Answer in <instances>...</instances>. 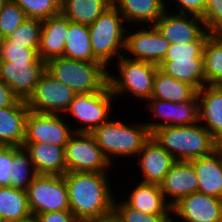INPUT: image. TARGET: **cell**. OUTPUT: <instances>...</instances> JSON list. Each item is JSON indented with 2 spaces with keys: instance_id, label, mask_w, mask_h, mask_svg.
<instances>
[{
  "instance_id": "cell-25",
  "label": "cell",
  "mask_w": 222,
  "mask_h": 222,
  "mask_svg": "<svg viewBox=\"0 0 222 222\" xmlns=\"http://www.w3.org/2000/svg\"><path fill=\"white\" fill-rule=\"evenodd\" d=\"M190 162L197 174V192L222 199V161L219 154L214 151Z\"/></svg>"
},
{
  "instance_id": "cell-33",
  "label": "cell",
  "mask_w": 222,
  "mask_h": 222,
  "mask_svg": "<svg viewBox=\"0 0 222 222\" xmlns=\"http://www.w3.org/2000/svg\"><path fill=\"white\" fill-rule=\"evenodd\" d=\"M27 18L46 20L61 13V0H13Z\"/></svg>"
},
{
  "instance_id": "cell-46",
  "label": "cell",
  "mask_w": 222,
  "mask_h": 222,
  "mask_svg": "<svg viewBox=\"0 0 222 222\" xmlns=\"http://www.w3.org/2000/svg\"><path fill=\"white\" fill-rule=\"evenodd\" d=\"M12 222H39L36 215L35 214H30L24 218H21L19 220L16 221H12Z\"/></svg>"
},
{
  "instance_id": "cell-29",
  "label": "cell",
  "mask_w": 222,
  "mask_h": 222,
  "mask_svg": "<svg viewBox=\"0 0 222 222\" xmlns=\"http://www.w3.org/2000/svg\"><path fill=\"white\" fill-rule=\"evenodd\" d=\"M31 214L27 192L10 186L0 187V217L12 222Z\"/></svg>"
},
{
  "instance_id": "cell-36",
  "label": "cell",
  "mask_w": 222,
  "mask_h": 222,
  "mask_svg": "<svg viewBox=\"0 0 222 222\" xmlns=\"http://www.w3.org/2000/svg\"><path fill=\"white\" fill-rule=\"evenodd\" d=\"M199 122L197 93L186 102L173 103L172 126L192 125Z\"/></svg>"
},
{
  "instance_id": "cell-28",
  "label": "cell",
  "mask_w": 222,
  "mask_h": 222,
  "mask_svg": "<svg viewBox=\"0 0 222 222\" xmlns=\"http://www.w3.org/2000/svg\"><path fill=\"white\" fill-rule=\"evenodd\" d=\"M63 57L83 62L99 61L93 54L88 25L69 20Z\"/></svg>"
},
{
  "instance_id": "cell-9",
  "label": "cell",
  "mask_w": 222,
  "mask_h": 222,
  "mask_svg": "<svg viewBox=\"0 0 222 222\" xmlns=\"http://www.w3.org/2000/svg\"><path fill=\"white\" fill-rule=\"evenodd\" d=\"M26 192L32 214L70 210L63 176L38 174Z\"/></svg>"
},
{
  "instance_id": "cell-31",
  "label": "cell",
  "mask_w": 222,
  "mask_h": 222,
  "mask_svg": "<svg viewBox=\"0 0 222 222\" xmlns=\"http://www.w3.org/2000/svg\"><path fill=\"white\" fill-rule=\"evenodd\" d=\"M37 175L29 153L24 147H13V164L9 176V186L26 191Z\"/></svg>"
},
{
  "instance_id": "cell-3",
  "label": "cell",
  "mask_w": 222,
  "mask_h": 222,
  "mask_svg": "<svg viewBox=\"0 0 222 222\" xmlns=\"http://www.w3.org/2000/svg\"><path fill=\"white\" fill-rule=\"evenodd\" d=\"M131 126L110 119L91 132L110 164L114 161L113 156L136 157L151 138V132L145 123Z\"/></svg>"
},
{
  "instance_id": "cell-37",
  "label": "cell",
  "mask_w": 222,
  "mask_h": 222,
  "mask_svg": "<svg viewBox=\"0 0 222 222\" xmlns=\"http://www.w3.org/2000/svg\"><path fill=\"white\" fill-rule=\"evenodd\" d=\"M113 209L123 222H174L171 215L146 214L130 207L124 200L119 203L114 199Z\"/></svg>"
},
{
  "instance_id": "cell-21",
  "label": "cell",
  "mask_w": 222,
  "mask_h": 222,
  "mask_svg": "<svg viewBox=\"0 0 222 222\" xmlns=\"http://www.w3.org/2000/svg\"><path fill=\"white\" fill-rule=\"evenodd\" d=\"M40 175L63 176L66 173L65 147L46 143H23Z\"/></svg>"
},
{
  "instance_id": "cell-4",
  "label": "cell",
  "mask_w": 222,
  "mask_h": 222,
  "mask_svg": "<svg viewBox=\"0 0 222 222\" xmlns=\"http://www.w3.org/2000/svg\"><path fill=\"white\" fill-rule=\"evenodd\" d=\"M107 69L100 61L83 62L63 56L46 62V71L76 94L102 91L109 81Z\"/></svg>"
},
{
  "instance_id": "cell-38",
  "label": "cell",
  "mask_w": 222,
  "mask_h": 222,
  "mask_svg": "<svg viewBox=\"0 0 222 222\" xmlns=\"http://www.w3.org/2000/svg\"><path fill=\"white\" fill-rule=\"evenodd\" d=\"M149 102L147 101V103H149L148 107L150 109V113L154 114L153 117H155V119L158 117L160 119V121L157 122H145V124L147 125V127L149 128L151 134L156 130L159 129L161 127L164 126H172V112H173V102H169V101H162V100H158V99H148ZM165 120V121H164ZM161 122V123H159Z\"/></svg>"
},
{
  "instance_id": "cell-48",
  "label": "cell",
  "mask_w": 222,
  "mask_h": 222,
  "mask_svg": "<svg viewBox=\"0 0 222 222\" xmlns=\"http://www.w3.org/2000/svg\"><path fill=\"white\" fill-rule=\"evenodd\" d=\"M7 1L8 0H0V11L2 10V8L4 7V5Z\"/></svg>"
},
{
  "instance_id": "cell-1",
  "label": "cell",
  "mask_w": 222,
  "mask_h": 222,
  "mask_svg": "<svg viewBox=\"0 0 222 222\" xmlns=\"http://www.w3.org/2000/svg\"><path fill=\"white\" fill-rule=\"evenodd\" d=\"M107 175L106 172H66L63 175L70 211L79 222H87L113 210L115 198Z\"/></svg>"
},
{
  "instance_id": "cell-10",
  "label": "cell",
  "mask_w": 222,
  "mask_h": 222,
  "mask_svg": "<svg viewBox=\"0 0 222 222\" xmlns=\"http://www.w3.org/2000/svg\"><path fill=\"white\" fill-rule=\"evenodd\" d=\"M75 95L73 89L45 71L26 103L30 111L60 115L67 111Z\"/></svg>"
},
{
  "instance_id": "cell-7",
  "label": "cell",
  "mask_w": 222,
  "mask_h": 222,
  "mask_svg": "<svg viewBox=\"0 0 222 222\" xmlns=\"http://www.w3.org/2000/svg\"><path fill=\"white\" fill-rule=\"evenodd\" d=\"M114 95L109 84L102 90L93 93L76 94L65 114L82 123V126L73 128L74 132L91 133L95 128L110 120V109Z\"/></svg>"
},
{
  "instance_id": "cell-20",
  "label": "cell",
  "mask_w": 222,
  "mask_h": 222,
  "mask_svg": "<svg viewBox=\"0 0 222 222\" xmlns=\"http://www.w3.org/2000/svg\"><path fill=\"white\" fill-rule=\"evenodd\" d=\"M29 111L23 100H19L14 106L0 108V145L23 146Z\"/></svg>"
},
{
  "instance_id": "cell-8",
  "label": "cell",
  "mask_w": 222,
  "mask_h": 222,
  "mask_svg": "<svg viewBox=\"0 0 222 222\" xmlns=\"http://www.w3.org/2000/svg\"><path fill=\"white\" fill-rule=\"evenodd\" d=\"M64 149L66 172L100 173L111 169L110 162L91 133L74 132Z\"/></svg>"
},
{
  "instance_id": "cell-32",
  "label": "cell",
  "mask_w": 222,
  "mask_h": 222,
  "mask_svg": "<svg viewBox=\"0 0 222 222\" xmlns=\"http://www.w3.org/2000/svg\"><path fill=\"white\" fill-rule=\"evenodd\" d=\"M42 20L26 18L6 39L14 45L38 51Z\"/></svg>"
},
{
  "instance_id": "cell-35",
  "label": "cell",
  "mask_w": 222,
  "mask_h": 222,
  "mask_svg": "<svg viewBox=\"0 0 222 222\" xmlns=\"http://www.w3.org/2000/svg\"><path fill=\"white\" fill-rule=\"evenodd\" d=\"M0 60L8 62H45L39 57L37 50L14 45L6 38L0 39Z\"/></svg>"
},
{
  "instance_id": "cell-34",
  "label": "cell",
  "mask_w": 222,
  "mask_h": 222,
  "mask_svg": "<svg viewBox=\"0 0 222 222\" xmlns=\"http://www.w3.org/2000/svg\"><path fill=\"white\" fill-rule=\"evenodd\" d=\"M24 11L8 0L0 11V39H5L26 19Z\"/></svg>"
},
{
  "instance_id": "cell-42",
  "label": "cell",
  "mask_w": 222,
  "mask_h": 222,
  "mask_svg": "<svg viewBox=\"0 0 222 222\" xmlns=\"http://www.w3.org/2000/svg\"><path fill=\"white\" fill-rule=\"evenodd\" d=\"M178 4L177 13L202 16L204 14L206 0H176Z\"/></svg>"
},
{
  "instance_id": "cell-43",
  "label": "cell",
  "mask_w": 222,
  "mask_h": 222,
  "mask_svg": "<svg viewBox=\"0 0 222 222\" xmlns=\"http://www.w3.org/2000/svg\"><path fill=\"white\" fill-rule=\"evenodd\" d=\"M39 222H79L70 210L36 214Z\"/></svg>"
},
{
  "instance_id": "cell-27",
  "label": "cell",
  "mask_w": 222,
  "mask_h": 222,
  "mask_svg": "<svg viewBox=\"0 0 222 222\" xmlns=\"http://www.w3.org/2000/svg\"><path fill=\"white\" fill-rule=\"evenodd\" d=\"M113 5V0H61V13L71 22L92 24Z\"/></svg>"
},
{
  "instance_id": "cell-47",
  "label": "cell",
  "mask_w": 222,
  "mask_h": 222,
  "mask_svg": "<svg viewBox=\"0 0 222 222\" xmlns=\"http://www.w3.org/2000/svg\"><path fill=\"white\" fill-rule=\"evenodd\" d=\"M215 151L219 154L222 161V142H217Z\"/></svg>"
},
{
  "instance_id": "cell-6",
  "label": "cell",
  "mask_w": 222,
  "mask_h": 222,
  "mask_svg": "<svg viewBox=\"0 0 222 222\" xmlns=\"http://www.w3.org/2000/svg\"><path fill=\"white\" fill-rule=\"evenodd\" d=\"M118 61V73H109L108 84L115 99L117 96L125 95L127 92L136 99L148 101L152 96L154 77L159 68L158 65L130 59L129 56L122 55ZM120 76V77H119Z\"/></svg>"
},
{
  "instance_id": "cell-41",
  "label": "cell",
  "mask_w": 222,
  "mask_h": 222,
  "mask_svg": "<svg viewBox=\"0 0 222 222\" xmlns=\"http://www.w3.org/2000/svg\"><path fill=\"white\" fill-rule=\"evenodd\" d=\"M13 164V146L0 145V187L9 186Z\"/></svg>"
},
{
  "instance_id": "cell-30",
  "label": "cell",
  "mask_w": 222,
  "mask_h": 222,
  "mask_svg": "<svg viewBox=\"0 0 222 222\" xmlns=\"http://www.w3.org/2000/svg\"><path fill=\"white\" fill-rule=\"evenodd\" d=\"M206 85L222 84V35H210L203 47Z\"/></svg>"
},
{
  "instance_id": "cell-13",
  "label": "cell",
  "mask_w": 222,
  "mask_h": 222,
  "mask_svg": "<svg viewBox=\"0 0 222 222\" xmlns=\"http://www.w3.org/2000/svg\"><path fill=\"white\" fill-rule=\"evenodd\" d=\"M126 34L125 50L131 54L130 59L146 61L160 65L166 55L170 43L165 39L154 25Z\"/></svg>"
},
{
  "instance_id": "cell-12",
  "label": "cell",
  "mask_w": 222,
  "mask_h": 222,
  "mask_svg": "<svg viewBox=\"0 0 222 222\" xmlns=\"http://www.w3.org/2000/svg\"><path fill=\"white\" fill-rule=\"evenodd\" d=\"M154 26L170 44L206 41L210 36L200 16L183 13L172 14L170 11L168 12V9L155 22Z\"/></svg>"
},
{
  "instance_id": "cell-26",
  "label": "cell",
  "mask_w": 222,
  "mask_h": 222,
  "mask_svg": "<svg viewBox=\"0 0 222 222\" xmlns=\"http://www.w3.org/2000/svg\"><path fill=\"white\" fill-rule=\"evenodd\" d=\"M196 93L197 91L191 85L167 75L158 68L150 99L182 103L189 101Z\"/></svg>"
},
{
  "instance_id": "cell-40",
  "label": "cell",
  "mask_w": 222,
  "mask_h": 222,
  "mask_svg": "<svg viewBox=\"0 0 222 222\" xmlns=\"http://www.w3.org/2000/svg\"><path fill=\"white\" fill-rule=\"evenodd\" d=\"M205 41H193L184 44H171L164 58L203 57Z\"/></svg>"
},
{
  "instance_id": "cell-2",
  "label": "cell",
  "mask_w": 222,
  "mask_h": 222,
  "mask_svg": "<svg viewBox=\"0 0 222 222\" xmlns=\"http://www.w3.org/2000/svg\"><path fill=\"white\" fill-rule=\"evenodd\" d=\"M151 136L175 161H191L212 154L217 141L197 122L185 126H164Z\"/></svg>"
},
{
  "instance_id": "cell-19",
  "label": "cell",
  "mask_w": 222,
  "mask_h": 222,
  "mask_svg": "<svg viewBox=\"0 0 222 222\" xmlns=\"http://www.w3.org/2000/svg\"><path fill=\"white\" fill-rule=\"evenodd\" d=\"M68 27L69 19L62 13L42 21L38 54L43 61L63 56Z\"/></svg>"
},
{
  "instance_id": "cell-22",
  "label": "cell",
  "mask_w": 222,
  "mask_h": 222,
  "mask_svg": "<svg viewBox=\"0 0 222 222\" xmlns=\"http://www.w3.org/2000/svg\"><path fill=\"white\" fill-rule=\"evenodd\" d=\"M165 0H113V5L131 27L136 24L147 26L155 22L168 9ZM133 22V23H132ZM146 24V25H145Z\"/></svg>"
},
{
  "instance_id": "cell-44",
  "label": "cell",
  "mask_w": 222,
  "mask_h": 222,
  "mask_svg": "<svg viewBox=\"0 0 222 222\" xmlns=\"http://www.w3.org/2000/svg\"><path fill=\"white\" fill-rule=\"evenodd\" d=\"M19 100L13 90L0 79V108L14 106Z\"/></svg>"
},
{
  "instance_id": "cell-11",
  "label": "cell",
  "mask_w": 222,
  "mask_h": 222,
  "mask_svg": "<svg viewBox=\"0 0 222 222\" xmlns=\"http://www.w3.org/2000/svg\"><path fill=\"white\" fill-rule=\"evenodd\" d=\"M58 114H45L29 111L26 118L25 138L23 143H46L65 147L74 133Z\"/></svg>"
},
{
  "instance_id": "cell-16",
  "label": "cell",
  "mask_w": 222,
  "mask_h": 222,
  "mask_svg": "<svg viewBox=\"0 0 222 222\" xmlns=\"http://www.w3.org/2000/svg\"><path fill=\"white\" fill-rule=\"evenodd\" d=\"M165 200L172 207L181 198L198 190L196 171L190 161H175L160 184ZM167 197V198H166Z\"/></svg>"
},
{
  "instance_id": "cell-23",
  "label": "cell",
  "mask_w": 222,
  "mask_h": 222,
  "mask_svg": "<svg viewBox=\"0 0 222 222\" xmlns=\"http://www.w3.org/2000/svg\"><path fill=\"white\" fill-rule=\"evenodd\" d=\"M159 68L167 75L191 85L196 91L206 86L204 57L164 58Z\"/></svg>"
},
{
  "instance_id": "cell-14",
  "label": "cell",
  "mask_w": 222,
  "mask_h": 222,
  "mask_svg": "<svg viewBox=\"0 0 222 222\" xmlns=\"http://www.w3.org/2000/svg\"><path fill=\"white\" fill-rule=\"evenodd\" d=\"M45 71L46 62H8L0 60V79L23 101H27L32 95Z\"/></svg>"
},
{
  "instance_id": "cell-18",
  "label": "cell",
  "mask_w": 222,
  "mask_h": 222,
  "mask_svg": "<svg viewBox=\"0 0 222 222\" xmlns=\"http://www.w3.org/2000/svg\"><path fill=\"white\" fill-rule=\"evenodd\" d=\"M199 122L217 141L222 142V86L206 85L197 91Z\"/></svg>"
},
{
  "instance_id": "cell-24",
  "label": "cell",
  "mask_w": 222,
  "mask_h": 222,
  "mask_svg": "<svg viewBox=\"0 0 222 222\" xmlns=\"http://www.w3.org/2000/svg\"><path fill=\"white\" fill-rule=\"evenodd\" d=\"M125 202L132 208L152 215H172L169 201L165 200L160 185L140 182Z\"/></svg>"
},
{
  "instance_id": "cell-15",
  "label": "cell",
  "mask_w": 222,
  "mask_h": 222,
  "mask_svg": "<svg viewBox=\"0 0 222 222\" xmlns=\"http://www.w3.org/2000/svg\"><path fill=\"white\" fill-rule=\"evenodd\" d=\"M171 209L183 222H222V199L200 192L181 198Z\"/></svg>"
},
{
  "instance_id": "cell-39",
  "label": "cell",
  "mask_w": 222,
  "mask_h": 222,
  "mask_svg": "<svg viewBox=\"0 0 222 222\" xmlns=\"http://www.w3.org/2000/svg\"><path fill=\"white\" fill-rule=\"evenodd\" d=\"M201 18L210 35H222V0H206Z\"/></svg>"
},
{
  "instance_id": "cell-5",
  "label": "cell",
  "mask_w": 222,
  "mask_h": 222,
  "mask_svg": "<svg viewBox=\"0 0 222 222\" xmlns=\"http://www.w3.org/2000/svg\"><path fill=\"white\" fill-rule=\"evenodd\" d=\"M125 24L124 17L112 5L92 24L88 25L93 54L106 67L110 65L114 56L115 60L118 59L125 50L127 34Z\"/></svg>"
},
{
  "instance_id": "cell-17",
  "label": "cell",
  "mask_w": 222,
  "mask_h": 222,
  "mask_svg": "<svg viewBox=\"0 0 222 222\" xmlns=\"http://www.w3.org/2000/svg\"><path fill=\"white\" fill-rule=\"evenodd\" d=\"M139 167L142 171L141 182L160 185L175 162L173 157L154 138L144 144L139 154Z\"/></svg>"
},
{
  "instance_id": "cell-45",
  "label": "cell",
  "mask_w": 222,
  "mask_h": 222,
  "mask_svg": "<svg viewBox=\"0 0 222 222\" xmlns=\"http://www.w3.org/2000/svg\"><path fill=\"white\" fill-rule=\"evenodd\" d=\"M87 222H123V220L119 217V215L113 209L111 212L102 215L98 218L91 219Z\"/></svg>"
}]
</instances>
